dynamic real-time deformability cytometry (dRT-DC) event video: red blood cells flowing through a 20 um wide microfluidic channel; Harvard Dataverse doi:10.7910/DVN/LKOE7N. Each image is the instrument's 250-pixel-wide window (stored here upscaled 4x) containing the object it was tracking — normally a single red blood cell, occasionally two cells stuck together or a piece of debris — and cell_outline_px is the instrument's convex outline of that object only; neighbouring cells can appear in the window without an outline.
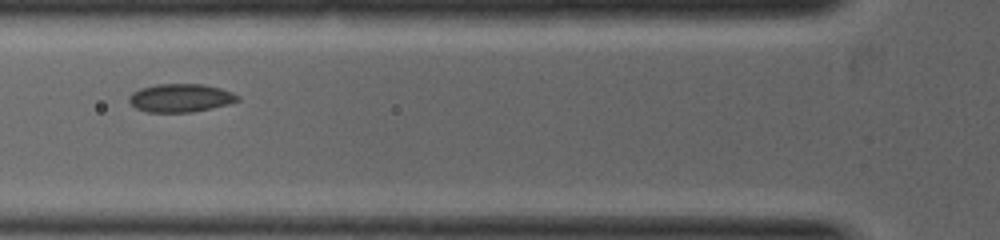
{"species": "common noctule bat (a hibernating species)", "species_latin": "Nyctalus noctula", "temperature_condition": "warm", "stored_images_in_passage": 4, "camera_frame_rate_fps": 5000, "um_per_image_px": 0.085, "animal": {"sex": "female", "body_mass_g": 19.0, "forearm_length_mm": 53.3}, "frame": {"image": 1, "passage_image": 2, "time_ms": 0.6, "image_size_px": [1000, 240], "cell_outline_px": [[240, 100], [228, 104], [212, 108], [192, 112], [144, 112], [136, 108], [128, 100], [128, 96], [132, 92], [140, 88], [156, 84], [204, 84], [220, 88], [232, 92], [240, 96]], "centroid_in_image_um": [15.34, 8.32], "position_along_channel_um": 110.5, "area_um2": 18.03}}
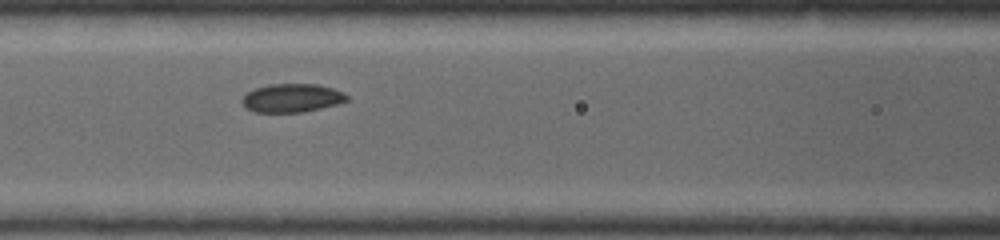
{"frame": {"image": 2, "passage_image": 3, "time_ms": 1.0, "image_size_px": [1000, 240], "cell_outline_px": [[348, 100], [336, 104], [304, 112], [252, 112], [244, 108], [240, 100], [248, 92], [256, 88], [268, 84], [316, 84], [332, 88], [344, 92], [348, 96]], "centroid_in_image_um": [24.78, 8.33], "position_along_channel_um": 141.8, "area_um2": 17.46}}
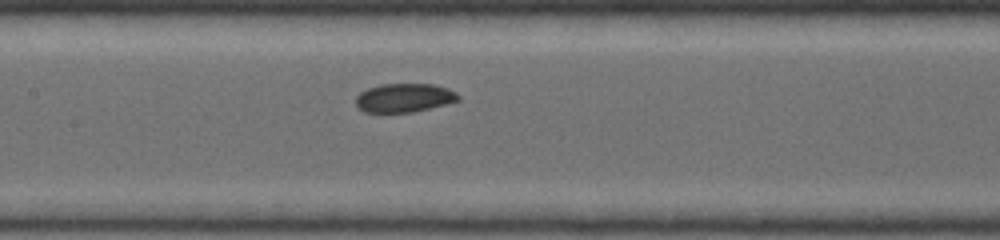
{"frame": {"image": 3, "passage_image": 4, "time_ms": 1.4, "image_size_px": [1000, 240], "cell_outline_px": [[460, 100], [412, 112], [364, 112], [356, 108], [356, 96], [360, 92], [368, 88], [380, 84], [432, 84], [448, 88], [456, 92], [460, 96]], "centroid_in_image_um": [34.33, 8.31], "position_along_channel_um": 173.1, "area_um2": 17.17}}